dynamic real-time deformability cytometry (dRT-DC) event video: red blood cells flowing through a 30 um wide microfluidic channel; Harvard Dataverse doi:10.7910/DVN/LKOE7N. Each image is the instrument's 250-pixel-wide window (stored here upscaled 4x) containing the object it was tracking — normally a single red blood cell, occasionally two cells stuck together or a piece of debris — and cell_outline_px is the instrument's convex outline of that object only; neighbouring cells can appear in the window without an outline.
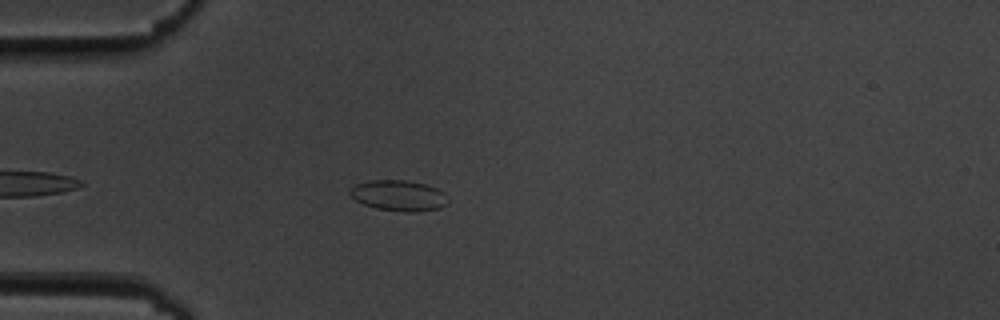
{"species": "common noctule bat (a hibernating species)", "species_latin": "Nyctalus noctula", "temperature_condition": "cold", "stored_images_in_passage": 22, "camera_frame_rate_fps": 3000, "um_per_image_px": 0.085, "animal": {"sex": "male", "body_mass_g": 19.5, "forearm_length_mm": 54.6}, "frame": {"image": 1, "passage_image": 7, "time_ms": 2.0, "image_size_px": [1000, 320], "cell_outline_px": [[448, 204], [440, 208], [416, 212], [404, 212], [376, 208], [364, 204], [356, 200], [348, 192], [356, 184], [368, 180], [408, 180], [424, 184], [436, 188], [444, 192], [448, 196]], "centroid_in_image_um": [33.92, 16.62], "position_along_channel_um": 51.1, "area_um2": 17.63}}
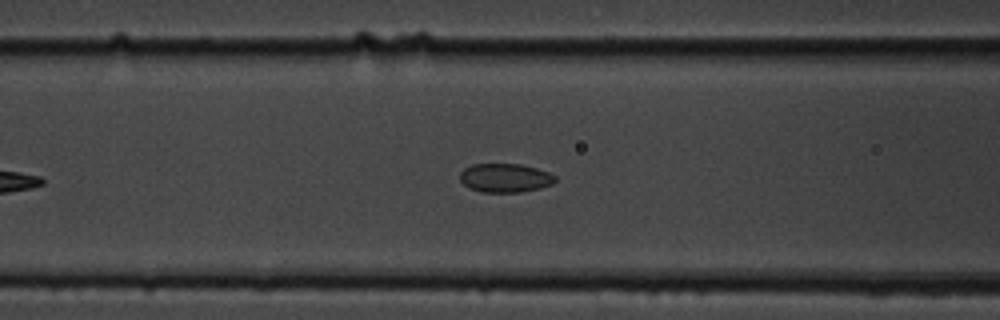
{"frame": {"image": 2, "passage_image": 14, "time_ms": 4.333, "image_size_px": [1000, 320], "cell_outline_px": [[556, 180], [552, 184], [540, 188], [520, 192], [484, 192], [472, 188], [464, 184], [460, 180], [460, 172], [464, 168], [472, 164], [520, 164], [536, 168], [548, 172], [556, 176]], "centroid_in_image_um": [42.95, 15.11], "position_along_channel_um": 123.7, "area_um2": 15.9}}
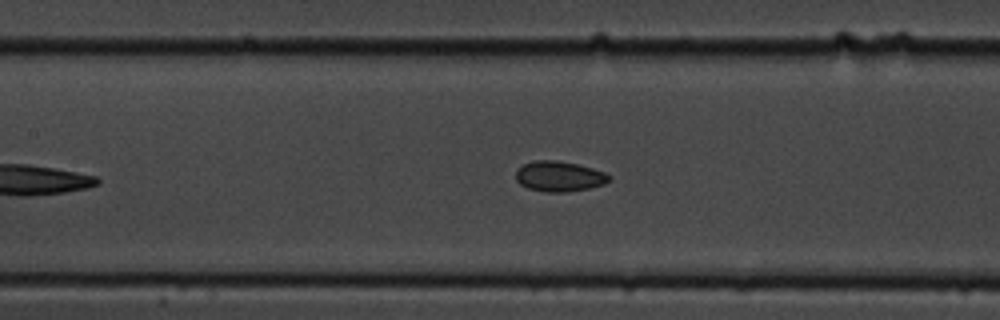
{"frame": {"image": 3, "passage_image": 17, "time_ms": 5.333, "image_size_px": [1000, 320], "cell_outline_px": [[612, 176], [604, 184], [588, 188], [568, 192], [544, 192], [528, 188], [520, 184], [516, 180], [516, 168], [524, 164], [536, 160], [556, 160], [576, 164], [592, 168], [604, 172]], "centroid_in_image_um": [47.51, 14.99], "position_along_channel_um": 159.9, "area_um2": 16.47}}